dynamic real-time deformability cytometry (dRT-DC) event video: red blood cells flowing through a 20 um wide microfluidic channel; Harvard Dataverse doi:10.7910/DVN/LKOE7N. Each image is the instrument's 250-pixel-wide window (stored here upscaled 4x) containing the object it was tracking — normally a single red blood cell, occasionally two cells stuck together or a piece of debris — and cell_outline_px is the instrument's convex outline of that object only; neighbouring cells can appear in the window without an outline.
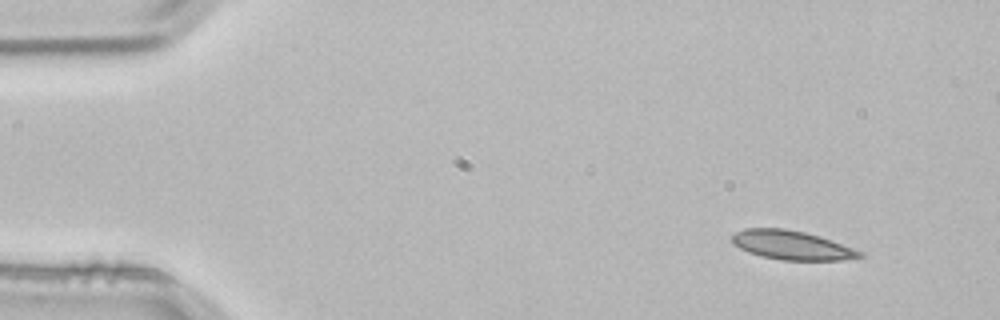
{"species": "common noctule bat (a hibernating species)", "species_latin": "Nyctalus noctula", "temperature_condition": "room temperature", "stored_images_in_passage": 4, "camera_frame_rate_fps": 3000, "um_per_image_px": 0.085, "animal": {"sex": "male", "body_mass_g": 21.5, "forearm_length_mm": 52.0}, "frame": {"image": 1, "passage_image": 1, "time_ms": 0.0, "image_size_px": [1000, 320], "cell_outline_px": [[864, 256], [840, 260], [780, 260], [760, 256], [748, 252], [732, 244], [732, 236], [736, 232], [744, 228], [784, 228], [804, 232], [820, 236], [864, 252]], "centroid_in_image_um": [67.28, 20.84], "position_along_channel_um": 17.7, "area_um2": 21.62}}